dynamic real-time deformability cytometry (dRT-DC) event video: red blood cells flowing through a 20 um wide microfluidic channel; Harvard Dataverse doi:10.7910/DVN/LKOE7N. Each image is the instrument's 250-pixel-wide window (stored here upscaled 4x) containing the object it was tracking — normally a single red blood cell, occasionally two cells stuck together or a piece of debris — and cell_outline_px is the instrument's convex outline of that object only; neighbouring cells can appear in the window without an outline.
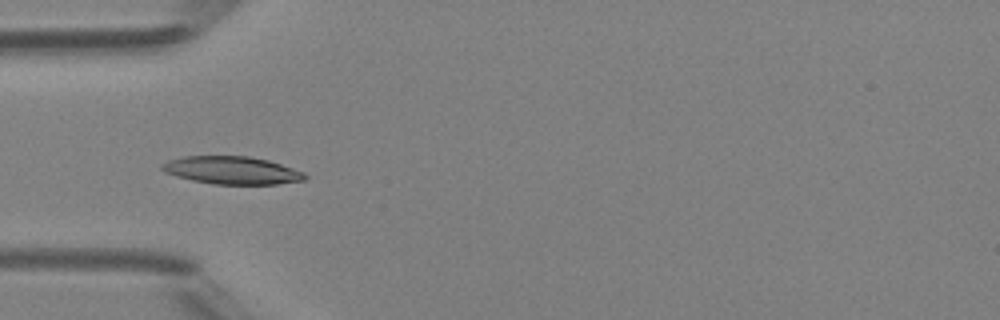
{"species": "Egyptian fruit bat (a non-hibernating species)", "species_latin": "Rousettus aegyptiacus", "temperature_condition": "room temperature", "stored_images_in_passage": 34, "camera_frame_rate_fps": 3000, "um_per_image_px": 0.085, "animal": {"sex": "female"}, "frame": {"image": 1, "passage_image": 1, "time_ms": 0.0, "image_size_px": [1000, 320], "cell_outline_px": [[308, 176], [304, 180], [276, 184], [212, 184], [192, 180], [176, 176], [164, 172], [160, 168], [160, 164], [168, 160], [184, 156], [248, 156], [268, 160], [304, 172]], "centroid_in_image_um": [19.68, 14.47], "position_along_channel_um": 65.3, "area_um2": 23.12}}
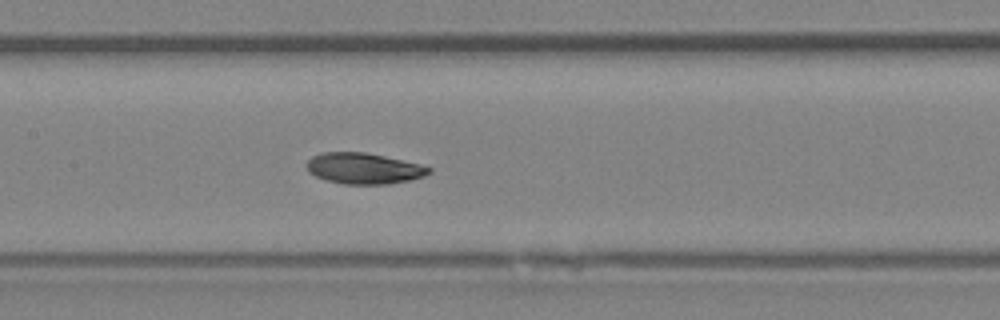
{"frame": {"image": 2, "passage_image": 9, "time_ms": 2.667, "image_size_px": [1000, 320], "cell_outline_px": [[432, 172], [424, 176], [412, 180], [388, 184], [344, 184], [324, 180], [308, 172], [308, 160], [312, 156], [320, 152], [364, 152], [384, 156], [420, 164], [432, 168]], "centroid_in_image_um": [30.93, 14.32], "position_along_channel_um": 176.5, "area_um2": 22.14}}
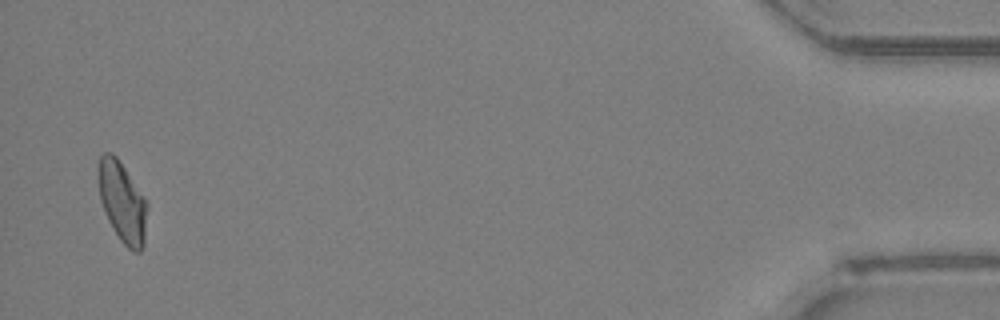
{"frame": {"image": 3, "passage_image": 33, "time_ms": 10.667, "image_size_px": [1000, 320], "cell_outline_px": [[148, 204], [144, 244], [140, 252], [132, 252], [120, 240], [112, 228], [108, 220], [100, 200], [96, 176], [96, 172], [100, 156], [104, 152], [112, 152], [116, 156]], "centroid_in_image_um": [10.36, 17.18], "position_along_channel_um": 424.8, "area_um2": 23.06}, "authors_computed_cell_mechanics": {"area_um2": 22.3397, "velocity_mm_per_s": 4.2156, "shape_relaxation_time_tau1_ms": 3.9498, "shape_relaxation_time_tau2_ms": 3.1968, "deformation_change_tau1": 0.1337, "deformation_change_tau2": 0.0725}}